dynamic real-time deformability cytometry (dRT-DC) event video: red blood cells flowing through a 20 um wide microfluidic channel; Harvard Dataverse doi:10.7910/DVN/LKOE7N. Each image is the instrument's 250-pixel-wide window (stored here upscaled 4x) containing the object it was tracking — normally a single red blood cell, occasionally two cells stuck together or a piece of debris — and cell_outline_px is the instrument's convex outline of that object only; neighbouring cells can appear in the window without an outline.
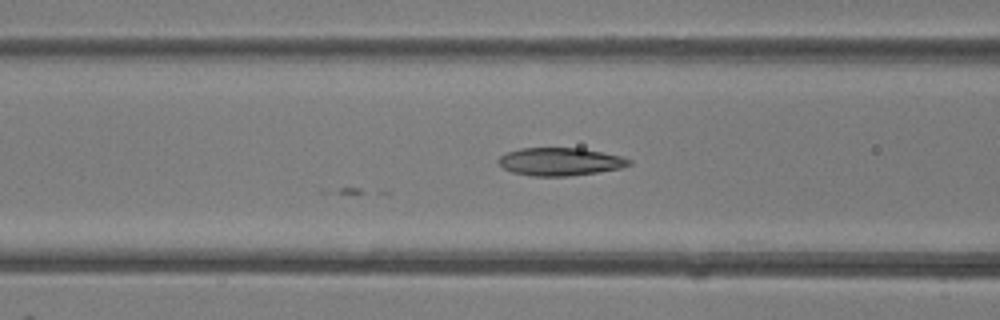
{"species": "common noctule bat (a hibernating species)", "species_latin": "Nyctalus noctula", "temperature_condition": "room temperature", "stored_images_in_passage": 4, "camera_frame_rate_fps": 3000, "um_per_image_px": 0.085, "animal": {"sex": "female"}, "frame": {"image": 1, "passage_image": 4, "time_ms": 1.0, "image_size_px": [1000, 320], "cell_outline_px": [[632, 164], [620, 168], [596, 172], [568, 176], [532, 176], [512, 172], [504, 168], [496, 160], [500, 156], [508, 152], [520, 148], [580, 148], [604, 152], [620, 156], [632, 160]], "centroid_in_image_um": [47.61, 13.73], "position_along_channel_um": 119.0, "area_um2": 21.15}}